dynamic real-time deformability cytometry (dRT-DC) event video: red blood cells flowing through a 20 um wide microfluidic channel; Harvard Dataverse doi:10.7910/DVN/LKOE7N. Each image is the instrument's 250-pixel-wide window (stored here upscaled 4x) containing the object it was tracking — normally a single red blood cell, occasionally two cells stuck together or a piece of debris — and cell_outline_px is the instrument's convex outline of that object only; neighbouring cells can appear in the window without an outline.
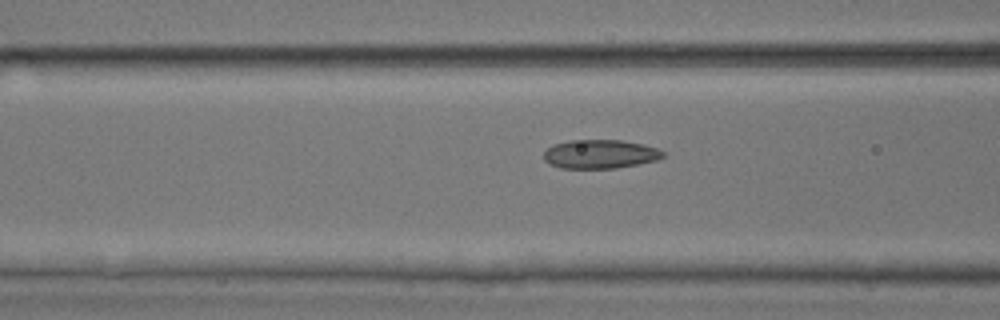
{"species": "common noctule bat (a hibernating species)", "species_latin": "Nyctalus noctula", "temperature_condition": "room temperature", "stored_images_in_passage": 17, "camera_frame_rate_fps": 3000, "um_per_image_px": 0.085, "animal": {"sex": "male", "body_mass_g": 17.9, "forearm_length_mm": 54.2}, "frame": {"image": 1, "passage_image": 15, "time_ms": 4.667, "image_size_px": [1000, 320], "cell_outline_px": [[664, 156], [656, 160], [616, 168], [560, 168], [548, 164], [544, 160], [544, 152], [552, 144], [568, 140], [620, 140], [644, 144], [656, 148], [664, 152]], "centroid_in_image_um": [50.96, 13.09], "position_along_channel_um": 115.6, "area_um2": 20.06}}